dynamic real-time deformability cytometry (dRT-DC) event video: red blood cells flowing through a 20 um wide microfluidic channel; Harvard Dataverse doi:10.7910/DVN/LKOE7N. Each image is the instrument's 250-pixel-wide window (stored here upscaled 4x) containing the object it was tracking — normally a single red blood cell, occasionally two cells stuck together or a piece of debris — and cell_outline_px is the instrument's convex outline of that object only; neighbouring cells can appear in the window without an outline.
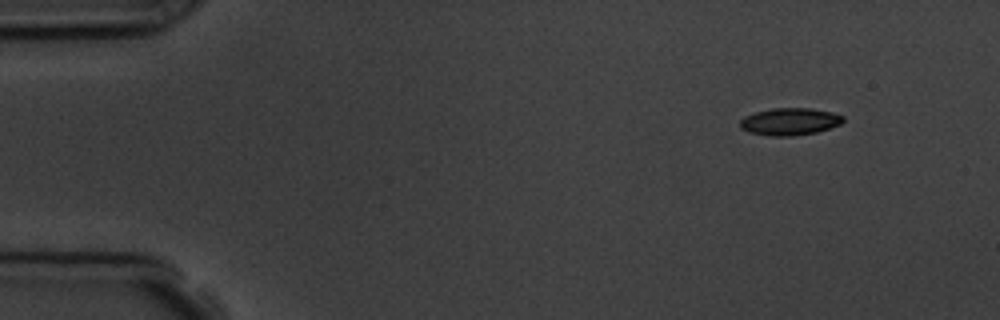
{"species": "common noctule bat (a hibernating species)", "species_latin": "Nyctalus noctula", "temperature_condition": "room temperature", "stored_images_in_passage": 3, "camera_frame_rate_fps": 3000, "um_per_image_px": 0.085, "animal": {"sex": "male", "body_mass_g": 19.5, "forearm_length_mm": 54.6}, "frame": {"image": 1, "passage_image": 1, "time_ms": 0.0, "image_size_px": [1000, 320], "cell_outline_px": [[844, 120], [840, 124], [816, 132], [792, 136], [768, 136], [748, 132], [740, 128], [740, 120], [744, 116], [756, 112], [772, 108], [812, 108], [832, 112], [844, 116]], "centroid_in_image_um": [67.11, 10.33], "position_along_channel_um": 17.9, "area_um2": 16.42}}